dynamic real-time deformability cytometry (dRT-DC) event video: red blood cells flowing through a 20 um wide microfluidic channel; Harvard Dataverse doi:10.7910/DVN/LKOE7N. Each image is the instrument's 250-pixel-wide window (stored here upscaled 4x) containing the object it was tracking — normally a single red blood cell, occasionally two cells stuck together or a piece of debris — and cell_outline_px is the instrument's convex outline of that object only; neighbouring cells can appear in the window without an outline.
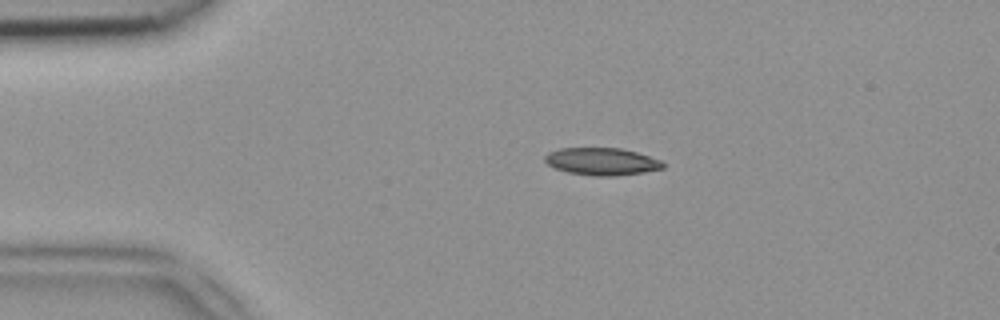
{"species": "common noctule bat (a hibernating species)", "species_latin": "Nyctalus noctula", "temperature_condition": "room temperature", "stored_images_in_passage": 38, "camera_frame_rate_fps": 3000, "um_per_image_px": 0.085, "animal": {"sex": "female", "body_mass_g": 18.4}, "frame": {"image": 1, "passage_image": 6, "time_ms": 1.667, "image_size_px": [1000, 320], "cell_outline_px": [[664, 168], [644, 172], [616, 176], [596, 176], [568, 172], [556, 168], [548, 164], [544, 160], [544, 156], [548, 152], [560, 148], [620, 148], [636, 152], [660, 160], [664, 164]], "centroid_in_image_um": [51.14, 13.72], "position_along_channel_um": 33.9, "area_um2": 18.73}}
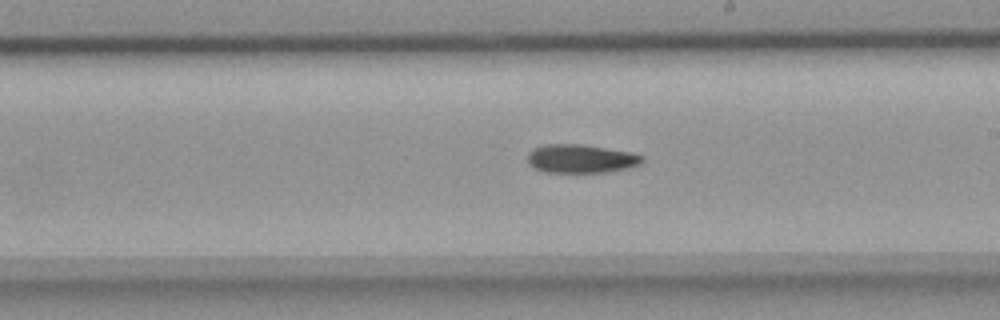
{"frame": {"image": 2, "passage_image": 24, "time_ms": 7.667, "image_size_px": [1000, 320], "cell_outline_px": [[644, 160], [640, 164], [628, 168], [608, 172], [544, 172], [532, 168], [528, 164], [528, 152], [532, 148], [544, 144], [584, 144], [632, 152], [644, 156]], "centroid_in_image_um": [49.36, 13.48], "position_along_channel_um": 239.6, "area_um2": 19.42}}
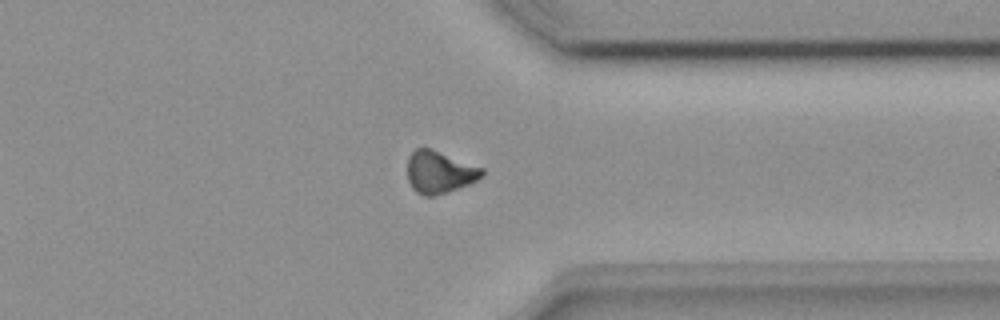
{"frame": {"image": 3, "passage_image": 34, "time_ms": 11.0, "image_size_px": [1000, 320], "cell_outline_px": [[484, 176], [468, 184], [448, 192], [432, 196], [424, 196], [416, 192], [412, 188], [408, 180], [408, 156], [416, 148], [428, 148], [484, 168]], "centroid_in_image_um": [37.35, 14.65], "position_along_channel_um": 374.1, "area_um2": 18.21}}